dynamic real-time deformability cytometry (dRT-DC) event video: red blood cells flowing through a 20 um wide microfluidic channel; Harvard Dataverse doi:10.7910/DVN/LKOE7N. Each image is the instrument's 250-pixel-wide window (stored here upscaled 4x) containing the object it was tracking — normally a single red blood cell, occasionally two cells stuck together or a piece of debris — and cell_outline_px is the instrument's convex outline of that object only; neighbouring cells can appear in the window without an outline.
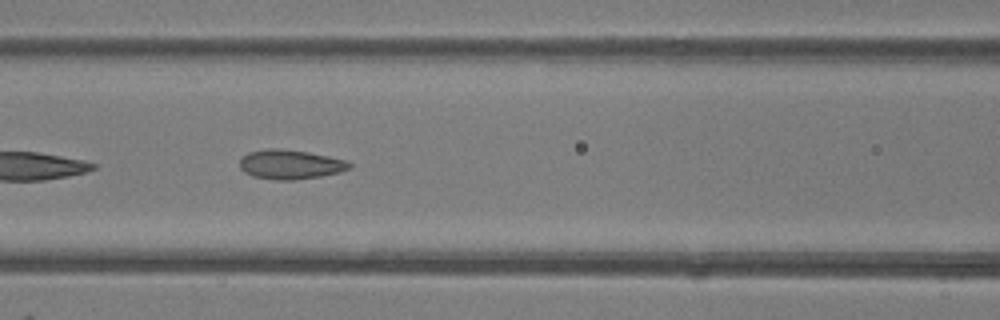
{"species": "common noctule bat (a hibernating species)", "species_latin": "Nyctalus noctula", "temperature_condition": "room temperature", "stored_images_in_passage": 9, "camera_frame_rate_fps": 3000, "um_per_image_px": 0.085, "animal": {"sex": "female"}, "frame": {"image": 1, "passage_image": 7, "time_ms": 2.0, "image_size_px": [1000, 320], "cell_outline_px": [[352, 168], [340, 172], [320, 176], [296, 180], [276, 180], [252, 176], [244, 172], [240, 168], [240, 156], [248, 152], [268, 148], [280, 148], [308, 152], [328, 156], [344, 160], [352, 164]], "centroid_in_image_um": [24.65, 13.97], "position_along_channel_um": 142.0, "area_um2": 18.96}}